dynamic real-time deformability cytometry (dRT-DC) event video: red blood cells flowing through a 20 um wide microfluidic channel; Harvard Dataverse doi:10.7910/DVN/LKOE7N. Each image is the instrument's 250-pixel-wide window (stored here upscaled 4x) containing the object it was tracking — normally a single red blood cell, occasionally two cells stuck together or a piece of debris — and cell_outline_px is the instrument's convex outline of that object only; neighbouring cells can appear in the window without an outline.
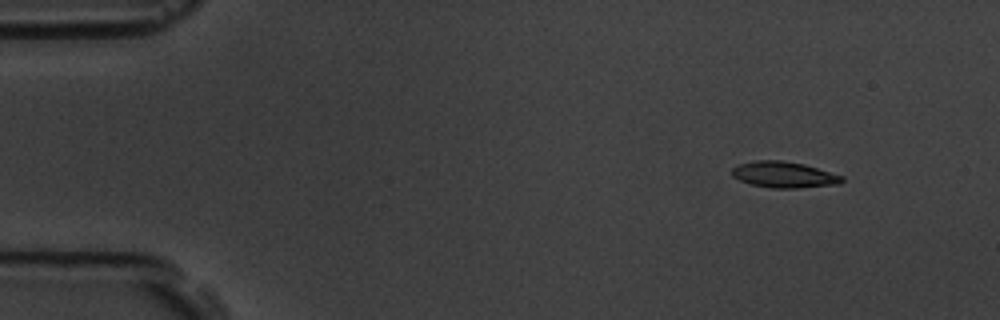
{"species": "common noctule bat (a hibernating species)", "species_latin": "Nyctalus noctula", "temperature_condition": "room temperature", "stored_images_in_passage": 5, "camera_frame_rate_fps": 3000, "um_per_image_px": 0.085, "animal": {"sex": "male", "body_mass_g": 19.5, "forearm_length_mm": 54.6}, "frame": {"image": 1, "passage_image": 2, "time_ms": 1.0, "image_size_px": [1000, 320], "cell_outline_px": [[844, 180], [840, 184], [800, 188], [772, 188], [752, 184], [740, 180], [732, 176], [732, 168], [740, 164], [756, 160], [780, 160], [804, 164], [844, 176]], "centroid_in_image_um": [66.67, 14.85], "position_along_channel_um": 18.3, "area_um2": 16.7}}
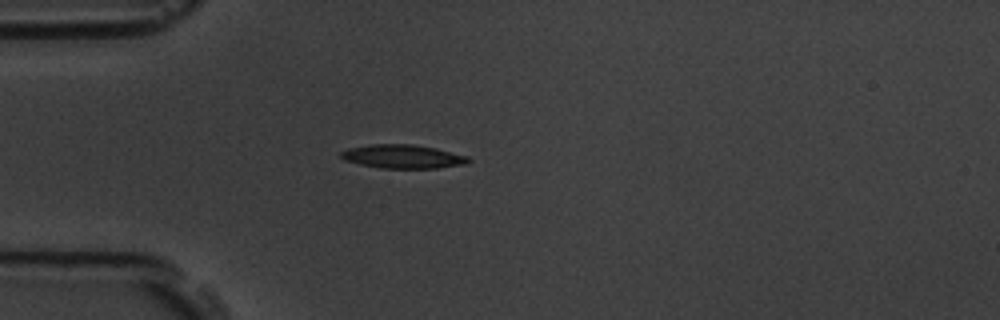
{"frame": {"image": 2, "passage_image": 5, "time_ms": 4.333, "image_size_px": [1000, 320], "cell_outline_px": [[472, 160], [468, 164], [440, 168], [380, 168], [360, 164], [344, 160], [340, 156], [340, 152], [348, 148], [372, 144], [412, 144], [436, 148], [468, 156]], "centroid_in_image_um": [34.28, 13.31], "position_along_channel_um": 50.7, "area_um2": 17.74}}